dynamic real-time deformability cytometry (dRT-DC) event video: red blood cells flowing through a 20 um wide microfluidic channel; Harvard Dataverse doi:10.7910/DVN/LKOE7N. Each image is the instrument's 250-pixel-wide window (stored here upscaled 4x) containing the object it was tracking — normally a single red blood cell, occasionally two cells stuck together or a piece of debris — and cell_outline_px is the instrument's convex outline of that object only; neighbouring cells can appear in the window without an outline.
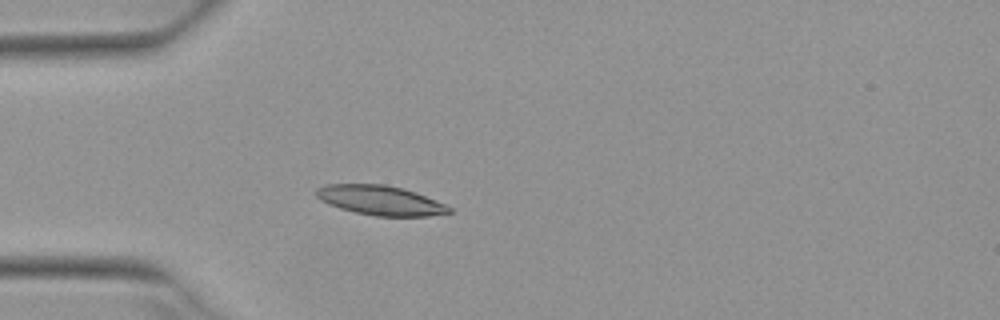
{"species": "Egyptian fruit bat (a non-hibernating species)", "species_latin": "Rousettus aegyptiacus", "temperature_condition": "warm", "stored_images_in_passage": 4, "camera_frame_rate_fps": 3000, "um_per_image_px": 0.085, "animal": {"sex": "female"}, "frame": {"image": 1, "passage_image": 4, "time_ms": 1.0, "image_size_px": [1000, 320], "cell_outline_px": [[452, 212], [428, 216], [376, 216], [356, 212], [340, 208], [328, 204], [320, 200], [316, 196], [316, 188], [328, 184], [384, 184], [404, 188], [416, 192], [436, 200], [452, 208]], "centroid_in_image_um": [32.33, 17.02], "position_along_channel_um": 52.7, "area_um2": 22.89}}